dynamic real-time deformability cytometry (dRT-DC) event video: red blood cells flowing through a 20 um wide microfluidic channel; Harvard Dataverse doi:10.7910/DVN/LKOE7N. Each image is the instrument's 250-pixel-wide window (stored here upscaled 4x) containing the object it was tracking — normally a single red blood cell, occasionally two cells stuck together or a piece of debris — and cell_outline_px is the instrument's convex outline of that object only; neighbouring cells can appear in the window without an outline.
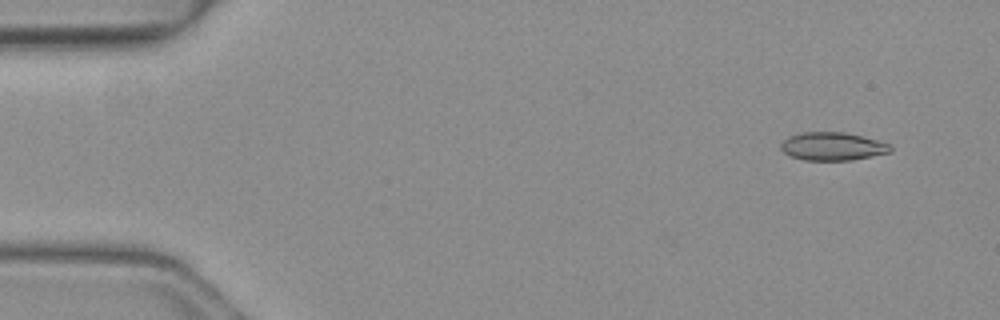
{"species": "common noctule bat (a hibernating species)", "species_latin": "Nyctalus noctula", "temperature_condition": "warm", "stored_images_in_passage": 47, "camera_frame_rate_fps": 3000, "um_per_image_px": 0.085, "animal": {"sex": "female", "body_mass_g": 19.3, "forearm_length_mm": 54.1}, "frame": {"image": 1, "passage_image": 1, "time_ms": 0.0, "image_size_px": [1000, 320], "cell_outline_px": [[892, 152], [852, 160], [804, 160], [792, 156], [784, 152], [780, 148], [780, 144], [788, 136], [800, 132], [844, 132], [876, 140], [888, 144], [892, 148]], "centroid_in_image_um": [70.74, 12.44], "position_along_channel_um": 14.3, "area_um2": 17.86}}
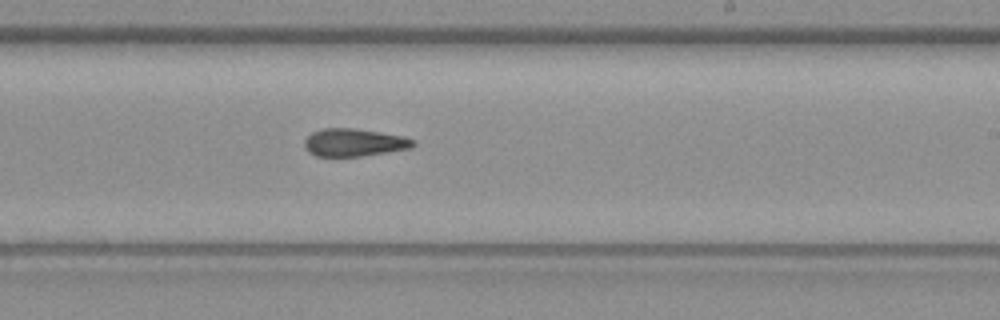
{"frame": {"image": 2, "passage_image": 27, "time_ms": 8.667, "image_size_px": [1000, 320], "cell_outline_px": [[416, 144], [412, 148], [360, 156], [316, 156], [308, 152], [304, 148], [304, 140], [312, 132], [324, 128], [352, 128], [380, 132], [404, 136], [416, 140]], "centroid_in_image_um": [30.1, 12.11], "position_along_channel_um": 258.9, "area_um2": 17.63}}
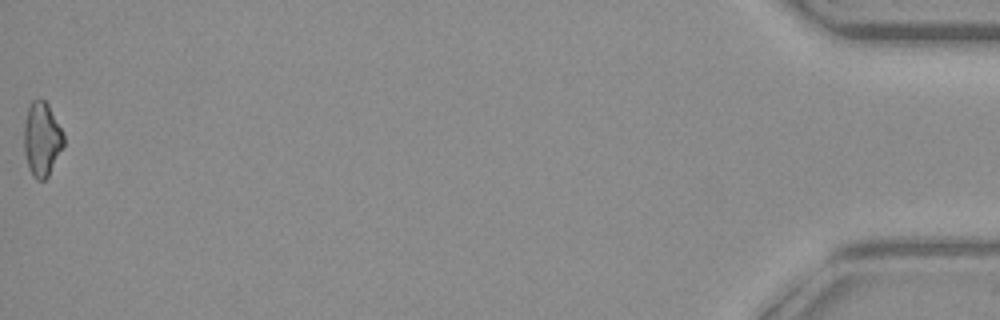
{"frame": {"image": 3, "passage_image": 47, "time_ms": 15.333, "image_size_px": [1000, 320], "cell_outline_px": [[64, 144], [48, 176], [44, 180], [36, 180], [32, 176], [28, 168], [24, 152], [24, 124], [28, 108], [32, 100], [44, 100], [48, 104], [64, 136]], "centroid_in_image_um": [3.53, 11.86], "position_along_channel_um": 431.7, "area_um2": 16.94}, "authors_computed_cell_mechanics": {"area_um2": 17.4556, "velocity_mm_per_s": 4.1626, "shape_relaxation_time_tau1_ms": null, "shape_relaxation_time_tau2_ms": 4.9128, "deformation_change_tau1": null, "deformation_change_tau2": 0.1336}}